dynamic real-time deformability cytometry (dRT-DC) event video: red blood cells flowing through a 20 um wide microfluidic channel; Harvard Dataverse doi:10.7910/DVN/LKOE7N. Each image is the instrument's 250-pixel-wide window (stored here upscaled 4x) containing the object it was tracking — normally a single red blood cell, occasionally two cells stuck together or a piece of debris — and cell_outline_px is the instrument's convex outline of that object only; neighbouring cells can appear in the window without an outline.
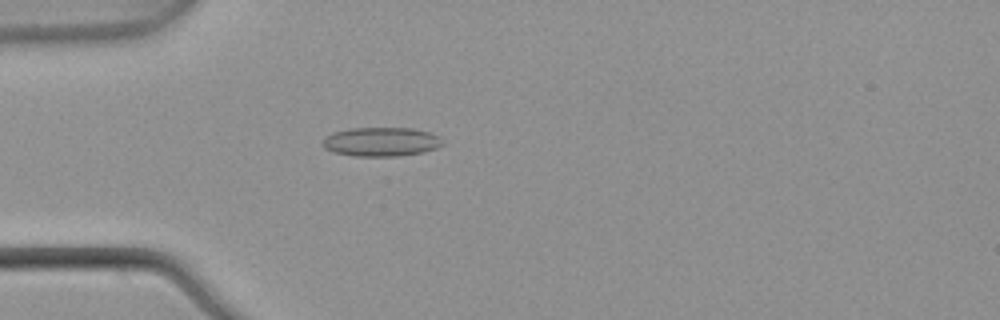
{"species": "common noctule bat (a hibernating species)", "species_latin": "Nyctalus noctula", "temperature_condition": "warm", "stored_images_in_passage": 5, "camera_frame_rate_fps": 3000, "um_per_image_px": 0.085, "animal": {"sex": "male", "body_mass_g": 21.5, "forearm_length_mm": 52.0}, "frame": {"image": 1, "passage_image": 5, "time_ms": 1.333, "image_size_px": [1000, 320], "cell_outline_px": [[444, 144], [436, 148], [424, 152], [396, 156], [352, 156], [336, 152], [324, 148], [320, 144], [324, 136], [332, 132], [348, 128], [412, 128], [432, 132], [440, 136]], "centroid_in_image_um": [32.39, 12.04], "position_along_channel_um": 52.6, "area_um2": 20.63}}